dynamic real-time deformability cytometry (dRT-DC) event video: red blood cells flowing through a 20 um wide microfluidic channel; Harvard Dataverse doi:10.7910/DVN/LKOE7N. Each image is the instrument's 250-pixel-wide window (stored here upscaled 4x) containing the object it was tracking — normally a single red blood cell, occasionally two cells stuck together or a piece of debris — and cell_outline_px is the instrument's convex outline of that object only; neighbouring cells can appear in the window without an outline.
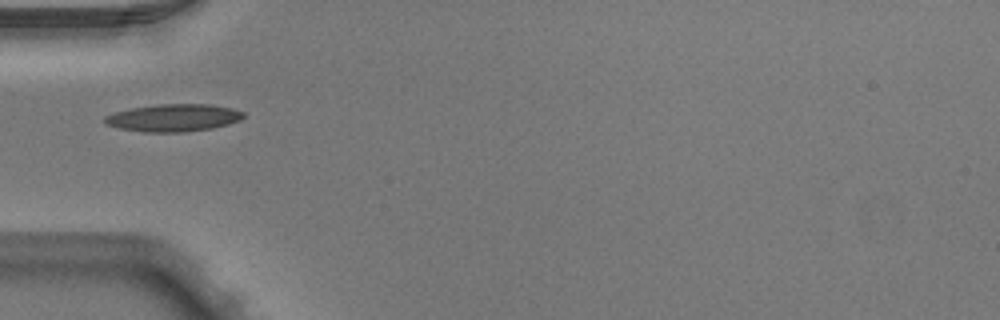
{"species": "Egyptian fruit bat (a non-hibernating species)", "species_latin": "Rousettus aegyptiacus", "temperature_condition": "warm", "stored_images_in_passage": 2, "camera_frame_rate_fps": 3000, "um_per_image_px": 0.085, "animal": {"sex": "male"}, "frame": {"image": 1, "passage_image": 1, "time_ms": 0.0, "image_size_px": [1000, 320], "cell_outline_px": [[244, 116], [240, 120], [228, 124], [212, 128], [184, 132], [144, 132], [120, 128], [108, 124], [104, 120], [104, 116], [116, 112], [132, 108], [156, 104], [208, 104], [232, 108], [244, 112]], "centroid_in_image_um": [14.77, 10.01], "position_along_channel_um": 70.2, "area_um2": 22.02}}
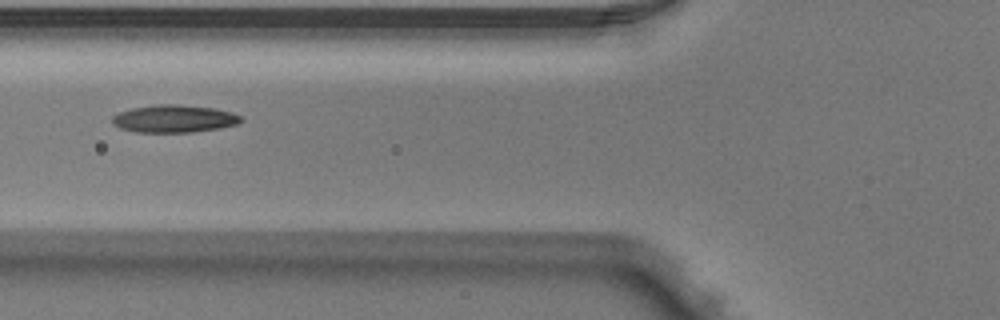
{"frame": {"image": 2, "passage_image": 2, "time_ms": 0.333, "image_size_px": [1000, 320], "cell_outline_px": [[244, 120], [236, 124], [220, 128], [192, 132], [136, 132], [120, 128], [112, 124], [112, 116], [120, 112], [132, 108], [160, 104], [180, 104], [216, 108], [232, 112], [240, 116]], "centroid_in_image_um": [14.81, 10.09], "position_along_channel_um": 111.0, "area_um2": 20.75}}